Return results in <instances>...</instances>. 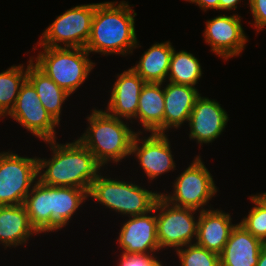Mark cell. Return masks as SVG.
<instances>
[{
	"label": "cell",
	"mask_w": 266,
	"mask_h": 266,
	"mask_svg": "<svg viewBox=\"0 0 266 266\" xmlns=\"http://www.w3.org/2000/svg\"><path fill=\"white\" fill-rule=\"evenodd\" d=\"M121 254L117 266H156L160 262L154 254Z\"/></svg>",
	"instance_id": "cell-28"
},
{
	"label": "cell",
	"mask_w": 266,
	"mask_h": 266,
	"mask_svg": "<svg viewBox=\"0 0 266 266\" xmlns=\"http://www.w3.org/2000/svg\"><path fill=\"white\" fill-rule=\"evenodd\" d=\"M184 247L175 250L180 266H220L219 254L198 246L196 243Z\"/></svg>",
	"instance_id": "cell-26"
},
{
	"label": "cell",
	"mask_w": 266,
	"mask_h": 266,
	"mask_svg": "<svg viewBox=\"0 0 266 266\" xmlns=\"http://www.w3.org/2000/svg\"><path fill=\"white\" fill-rule=\"evenodd\" d=\"M116 78L105 111L116 118L132 120L136 117L140 93L146 82L131 67Z\"/></svg>",
	"instance_id": "cell-16"
},
{
	"label": "cell",
	"mask_w": 266,
	"mask_h": 266,
	"mask_svg": "<svg viewBox=\"0 0 266 266\" xmlns=\"http://www.w3.org/2000/svg\"><path fill=\"white\" fill-rule=\"evenodd\" d=\"M44 142L53 154L48 160L37 158L38 181L51 187H77L89 193L103 167L94 155L78 139L66 144L56 140Z\"/></svg>",
	"instance_id": "cell-1"
},
{
	"label": "cell",
	"mask_w": 266,
	"mask_h": 266,
	"mask_svg": "<svg viewBox=\"0 0 266 266\" xmlns=\"http://www.w3.org/2000/svg\"><path fill=\"white\" fill-rule=\"evenodd\" d=\"M156 227L155 205L148 213L129 217L120 229L117 239L119 247L123 250L121 253L154 254L159 251Z\"/></svg>",
	"instance_id": "cell-14"
},
{
	"label": "cell",
	"mask_w": 266,
	"mask_h": 266,
	"mask_svg": "<svg viewBox=\"0 0 266 266\" xmlns=\"http://www.w3.org/2000/svg\"><path fill=\"white\" fill-rule=\"evenodd\" d=\"M99 176L92 182L88 197L128 217L148 213L161 193L152 192L132 182Z\"/></svg>",
	"instance_id": "cell-6"
},
{
	"label": "cell",
	"mask_w": 266,
	"mask_h": 266,
	"mask_svg": "<svg viewBox=\"0 0 266 266\" xmlns=\"http://www.w3.org/2000/svg\"><path fill=\"white\" fill-rule=\"evenodd\" d=\"M27 79L23 64L11 66L0 73V118L5 117L15 106L20 88Z\"/></svg>",
	"instance_id": "cell-25"
},
{
	"label": "cell",
	"mask_w": 266,
	"mask_h": 266,
	"mask_svg": "<svg viewBox=\"0 0 266 266\" xmlns=\"http://www.w3.org/2000/svg\"><path fill=\"white\" fill-rule=\"evenodd\" d=\"M263 244L237 223L219 254L220 266H256Z\"/></svg>",
	"instance_id": "cell-18"
},
{
	"label": "cell",
	"mask_w": 266,
	"mask_h": 266,
	"mask_svg": "<svg viewBox=\"0 0 266 266\" xmlns=\"http://www.w3.org/2000/svg\"><path fill=\"white\" fill-rule=\"evenodd\" d=\"M164 133L169 128L178 129L188 122L196 99L201 95L196 87L167 83L164 86Z\"/></svg>",
	"instance_id": "cell-19"
},
{
	"label": "cell",
	"mask_w": 266,
	"mask_h": 266,
	"mask_svg": "<svg viewBox=\"0 0 266 266\" xmlns=\"http://www.w3.org/2000/svg\"><path fill=\"white\" fill-rule=\"evenodd\" d=\"M199 60L191 53L173 48L168 71V82L195 87L202 77Z\"/></svg>",
	"instance_id": "cell-24"
},
{
	"label": "cell",
	"mask_w": 266,
	"mask_h": 266,
	"mask_svg": "<svg viewBox=\"0 0 266 266\" xmlns=\"http://www.w3.org/2000/svg\"><path fill=\"white\" fill-rule=\"evenodd\" d=\"M254 20V27L259 33L266 27V0H248Z\"/></svg>",
	"instance_id": "cell-29"
},
{
	"label": "cell",
	"mask_w": 266,
	"mask_h": 266,
	"mask_svg": "<svg viewBox=\"0 0 266 266\" xmlns=\"http://www.w3.org/2000/svg\"><path fill=\"white\" fill-rule=\"evenodd\" d=\"M38 180L37 157L0 152V206L24 204Z\"/></svg>",
	"instance_id": "cell-10"
},
{
	"label": "cell",
	"mask_w": 266,
	"mask_h": 266,
	"mask_svg": "<svg viewBox=\"0 0 266 266\" xmlns=\"http://www.w3.org/2000/svg\"><path fill=\"white\" fill-rule=\"evenodd\" d=\"M40 48L34 64L70 95L85 82L96 64L88 58L85 48Z\"/></svg>",
	"instance_id": "cell-5"
},
{
	"label": "cell",
	"mask_w": 266,
	"mask_h": 266,
	"mask_svg": "<svg viewBox=\"0 0 266 266\" xmlns=\"http://www.w3.org/2000/svg\"><path fill=\"white\" fill-rule=\"evenodd\" d=\"M198 229L196 244L207 250L220 254L227 243L232 229L236 224H232L229 213L223 210H203L199 211Z\"/></svg>",
	"instance_id": "cell-17"
},
{
	"label": "cell",
	"mask_w": 266,
	"mask_h": 266,
	"mask_svg": "<svg viewBox=\"0 0 266 266\" xmlns=\"http://www.w3.org/2000/svg\"><path fill=\"white\" fill-rule=\"evenodd\" d=\"M96 3L91 33L85 49L91 53L127 56L139 48L135 31L137 13L128 2ZM133 11V12H132Z\"/></svg>",
	"instance_id": "cell-2"
},
{
	"label": "cell",
	"mask_w": 266,
	"mask_h": 266,
	"mask_svg": "<svg viewBox=\"0 0 266 266\" xmlns=\"http://www.w3.org/2000/svg\"><path fill=\"white\" fill-rule=\"evenodd\" d=\"M34 56L27 64V79L32 83L43 107L59 124L62 105L70 97L64 89L59 87L51 78L34 64Z\"/></svg>",
	"instance_id": "cell-22"
},
{
	"label": "cell",
	"mask_w": 266,
	"mask_h": 266,
	"mask_svg": "<svg viewBox=\"0 0 266 266\" xmlns=\"http://www.w3.org/2000/svg\"><path fill=\"white\" fill-rule=\"evenodd\" d=\"M266 208V192L253 195Z\"/></svg>",
	"instance_id": "cell-33"
},
{
	"label": "cell",
	"mask_w": 266,
	"mask_h": 266,
	"mask_svg": "<svg viewBox=\"0 0 266 266\" xmlns=\"http://www.w3.org/2000/svg\"><path fill=\"white\" fill-rule=\"evenodd\" d=\"M34 234L39 233L31 225L23 204L0 206V243L5 249L26 244Z\"/></svg>",
	"instance_id": "cell-20"
},
{
	"label": "cell",
	"mask_w": 266,
	"mask_h": 266,
	"mask_svg": "<svg viewBox=\"0 0 266 266\" xmlns=\"http://www.w3.org/2000/svg\"><path fill=\"white\" fill-rule=\"evenodd\" d=\"M203 37L211 51L226 61L233 56H239L248 41L241 24V16L237 13L220 14L206 21Z\"/></svg>",
	"instance_id": "cell-12"
},
{
	"label": "cell",
	"mask_w": 266,
	"mask_h": 266,
	"mask_svg": "<svg viewBox=\"0 0 266 266\" xmlns=\"http://www.w3.org/2000/svg\"><path fill=\"white\" fill-rule=\"evenodd\" d=\"M173 194L161 193L170 204L197 210H205L204 206L218 192L213 176L201 160L196 156L186 170L173 183Z\"/></svg>",
	"instance_id": "cell-7"
},
{
	"label": "cell",
	"mask_w": 266,
	"mask_h": 266,
	"mask_svg": "<svg viewBox=\"0 0 266 266\" xmlns=\"http://www.w3.org/2000/svg\"><path fill=\"white\" fill-rule=\"evenodd\" d=\"M228 120V114L219 102L200 95L188 120L189 138L196 140L200 145L210 144L222 134Z\"/></svg>",
	"instance_id": "cell-15"
},
{
	"label": "cell",
	"mask_w": 266,
	"mask_h": 266,
	"mask_svg": "<svg viewBox=\"0 0 266 266\" xmlns=\"http://www.w3.org/2000/svg\"><path fill=\"white\" fill-rule=\"evenodd\" d=\"M256 266H266V243L263 244Z\"/></svg>",
	"instance_id": "cell-32"
},
{
	"label": "cell",
	"mask_w": 266,
	"mask_h": 266,
	"mask_svg": "<svg viewBox=\"0 0 266 266\" xmlns=\"http://www.w3.org/2000/svg\"><path fill=\"white\" fill-rule=\"evenodd\" d=\"M163 83H145L138 101L136 117L145 133H164V87Z\"/></svg>",
	"instance_id": "cell-21"
},
{
	"label": "cell",
	"mask_w": 266,
	"mask_h": 266,
	"mask_svg": "<svg viewBox=\"0 0 266 266\" xmlns=\"http://www.w3.org/2000/svg\"><path fill=\"white\" fill-rule=\"evenodd\" d=\"M88 128L78 139L104 167L109 162L119 163L131 155L132 142L137 134L127 122L105 110H91Z\"/></svg>",
	"instance_id": "cell-4"
},
{
	"label": "cell",
	"mask_w": 266,
	"mask_h": 266,
	"mask_svg": "<svg viewBox=\"0 0 266 266\" xmlns=\"http://www.w3.org/2000/svg\"><path fill=\"white\" fill-rule=\"evenodd\" d=\"M87 198L86 190L77 187H51L37 180L23 205L31 225L41 234L56 232L67 226Z\"/></svg>",
	"instance_id": "cell-3"
},
{
	"label": "cell",
	"mask_w": 266,
	"mask_h": 266,
	"mask_svg": "<svg viewBox=\"0 0 266 266\" xmlns=\"http://www.w3.org/2000/svg\"><path fill=\"white\" fill-rule=\"evenodd\" d=\"M191 3H195L198 5L203 11H207V9H216L219 10V0H185Z\"/></svg>",
	"instance_id": "cell-30"
},
{
	"label": "cell",
	"mask_w": 266,
	"mask_h": 266,
	"mask_svg": "<svg viewBox=\"0 0 266 266\" xmlns=\"http://www.w3.org/2000/svg\"><path fill=\"white\" fill-rule=\"evenodd\" d=\"M196 211L172 205L161 195L159 196L155 203V213H157L156 231L160 249L168 247L177 250L192 244V240L193 243L196 241L198 219L195 220L193 216Z\"/></svg>",
	"instance_id": "cell-9"
},
{
	"label": "cell",
	"mask_w": 266,
	"mask_h": 266,
	"mask_svg": "<svg viewBox=\"0 0 266 266\" xmlns=\"http://www.w3.org/2000/svg\"><path fill=\"white\" fill-rule=\"evenodd\" d=\"M173 46L170 41L153 44L131 68L146 83H164L167 79Z\"/></svg>",
	"instance_id": "cell-23"
},
{
	"label": "cell",
	"mask_w": 266,
	"mask_h": 266,
	"mask_svg": "<svg viewBox=\"0 0 266 266\" xmlns=\"http://www.w3.org/2000/svg\"><path fill=\"white\" fill-rule=\"evenodd\" d=\"M21 126L43 141L56 140L59 125L43 107L37 91L26 79L22 84L15 106L8 114Z\"/></svg>",
	"instance_id": "cell-11"
},
{
	"label": "cell",
	"mask_w": 266,
	"mask_h": 266,
	"mask_svg": "<svg viewBox=\"0 0 266 266\" xmlns=\"http://www.w3.org/2000/svg\"><path fill=\"white\" fill-rule=\"evenodd\" d=\"M240 2L241 0H219V10H236L237 4Z\"/></svg>",
	"instance_id": "cell-31"
},
{
	"label": "cell",
	"mask_w": 266,
	"mask_h": 266,
	"mask_svg": "<svg viewBox=\"0 0 266 266\" xmlns=\"http://www.w3.org/2000/svg\"><path fill=\"white\" fill-rule=\"evenodd\" d=\"M142 133L139 131L135 135L131 154L136 156L148 179L153 180L170 170H176L177 164L173 160L168 136L165 133L154 132L140 139L139 135Z\"/></svg>",
	"instance_id": "cell-13"
},
{
	"label": "cell",
	"mask_w": 266,
	"mask_h": 266,
	"mask_svg": "<svg viewBox=\"0 0 266 266\" xmlns=\"http://www.w3.org/2000/svg\"><path fill=\"white\" fill-rule=\"evenodd\" d=\"M156 266H163V264L161 262H159Z\"/></svg>",
	"instance_id": "cell-34"
},
{
	"label": "cell",
	"mask_w": 266,
	"mask_h": 266,
	"mask_svg": "<svg viewBox=\"0 0 266 266\" xmlns=\"http://www.w3.org/2000/svg\"><path fill=\"white\" fill-rule=\"evenodd\" d=\"M95 8L96 3L77 5L57 16L42 33L38 46L62 47V43L67 48H85Z\"/></svg>",
	"instance_id": "cell-8"
},
{
	"label": "cell",
	"mask_w": 266,
	"mask_h": 266,
	"mask_svg": "<svg viewBox=\"0 0 266 266\" xmlns=\"http://www.w3.org/2000/svg\"><path fill=\"white\" fill-rule=\"evenodd\" d=\"M249 199L254 203V207L239 224L253 236L266 243V208L254 196H250Z\"/></svg>",
	"instance_id": "cell-27"
}]
</instances>
